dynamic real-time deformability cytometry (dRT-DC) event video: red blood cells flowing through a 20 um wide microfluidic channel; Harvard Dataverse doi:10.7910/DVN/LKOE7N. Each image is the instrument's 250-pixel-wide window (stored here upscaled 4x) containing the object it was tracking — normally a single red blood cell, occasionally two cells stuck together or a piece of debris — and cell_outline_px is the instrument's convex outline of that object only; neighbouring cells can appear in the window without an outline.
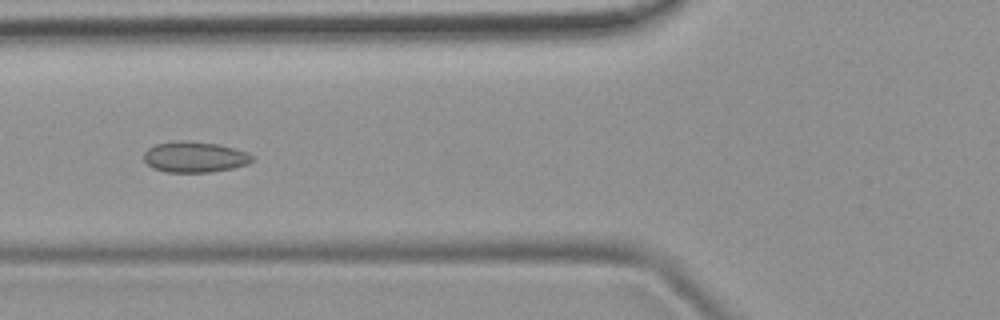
{"species": "common noctule bat (a hibernating species)", "species_latin": "Nyctalus noctula", "temperature_condition": "room temperature", "stored_images_in_passage": 6, "camera_frame_rate_fps": 3000, "um_per_image_px": 0.085, "animal": {"sex": "female", "body_mass_g": 19.9}, "frame": {"image": 1, "passage_image": 6, "time_ms": 5.667, "image_size_px": [1000, 320], "cell_outline_px": [[252, 160], [248, 164], [232, 168], [212, 172], [164, 172], [152, 168], [144, 160], [144, 152], [148, 148], [156, 144], [176, 140], [188, 140], [216, 144], [248, 152], [252, 156]], "centroid_in_image_um": [16.51, 13.34], "position_along_channel_um": 109.3, "area_um2": 19.48}}